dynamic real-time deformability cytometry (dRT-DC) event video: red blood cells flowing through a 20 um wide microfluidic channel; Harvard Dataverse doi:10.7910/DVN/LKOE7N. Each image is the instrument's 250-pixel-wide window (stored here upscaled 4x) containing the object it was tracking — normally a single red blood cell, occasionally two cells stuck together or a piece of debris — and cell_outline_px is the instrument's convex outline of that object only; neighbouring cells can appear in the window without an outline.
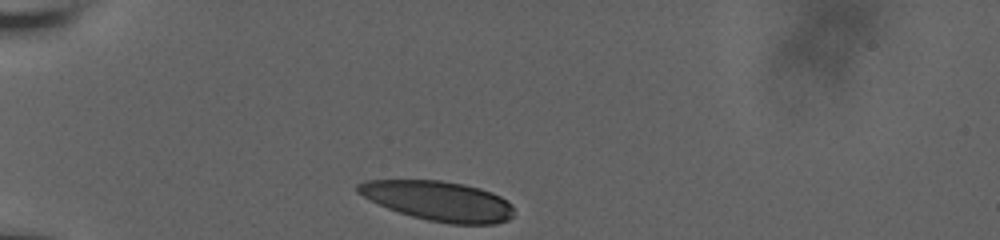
{"species": "human", "species_latin": "Homo sapiens", "temperature_condition": "room temperature", "stored_images_in_passage": 6, "camera_frame_rate_fps": 3000, "um_per_image_px": 0.085, "donor": {"sex": "male"}, "frame": {"image": 1, "passage_image": 1, "time_ms": 0.0, "image_size_px": [1000, 240], "cell_outline_px": [[512, 216], [508, 220], [496, 224], [448, 224], [428, 220], [412, 216], [388, 208], [356, 192], [356, 184], [364, 180], [440, 180], [464, 184], [480, 188], [492, 192], [500, 196], [512, 204]], "centroid_in_image_um": [37.28, 17.07], "position_along_channel_um": 47.7, "area_um2": 36.07}}